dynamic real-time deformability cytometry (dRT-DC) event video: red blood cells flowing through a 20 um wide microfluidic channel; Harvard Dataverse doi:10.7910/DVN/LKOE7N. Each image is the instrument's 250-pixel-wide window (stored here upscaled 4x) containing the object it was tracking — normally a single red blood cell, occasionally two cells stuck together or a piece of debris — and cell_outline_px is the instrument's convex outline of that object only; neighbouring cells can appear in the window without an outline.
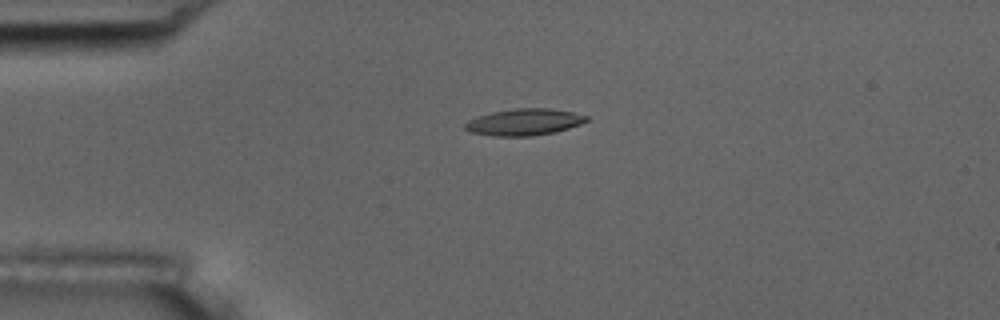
{"species": "common noctule bat (a hibernating species)", "species_latin": "Nyctalus noctula", "temperature_condition": "room temperature", "stored_images_in_passage": 4, "camera_frame_rate_fps": 3000, "um_per_image_px": 0.085, "animal": {"sex": "male", "body_mass_g": 17.5, "forearm_length_mm": 52.3}, "frame": {"image": 1, "passage_image": 3, "time_ms": 0.667, "image_size_px": [1000, 320], "cell_outline_px": [[588, 120], [580, 124], [568, 128], [552, 132], [532, 136], [492, 136], [472, 132], [464, 128], [464, 124], [468, 120], [492, 112], [516, 108], [552, 108], [572, 112], [588, 116]], "centroid_in_image_um": [44.55, 10.37], "position_along_channel_um": 40.4, "area_um2": 18.67}}